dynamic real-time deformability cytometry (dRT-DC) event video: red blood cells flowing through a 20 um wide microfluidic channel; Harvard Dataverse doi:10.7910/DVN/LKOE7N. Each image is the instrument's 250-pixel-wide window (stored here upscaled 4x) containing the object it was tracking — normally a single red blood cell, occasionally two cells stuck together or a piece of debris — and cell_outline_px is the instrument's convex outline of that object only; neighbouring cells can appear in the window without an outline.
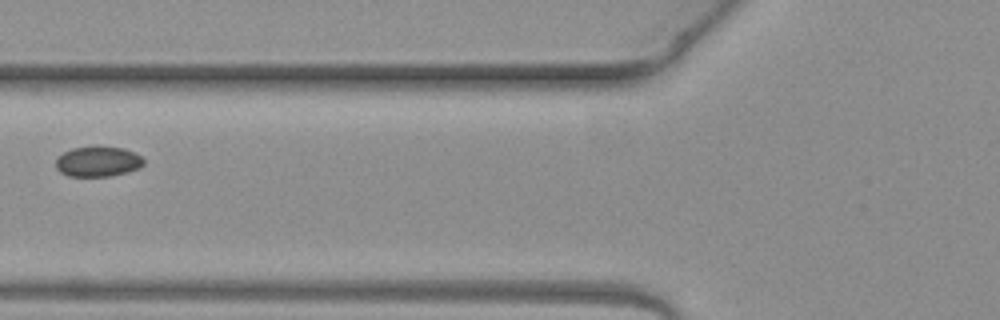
{"species": "common noctule bat (a hibernating species)", "species_latin": "Nyctalus noctula", "temperature_condition": "warm", "stored_images_in_passage": 3, "camera_frame_rate_fps": 3000, "um_per_image_px": 0.085, "animal": {"sex": "female", "body_mass_g": 19.3, "forearm_length_mm": 54.1}, "frame": {"image": 1, "passage_image": 2, "time_ms": 0.333, "image_size_px": [1000, 320], "cell_outline_px": [[144, 164], [140, 168], [128, 172], [108, 176], [68, 176], [60, 172], [56, 168], [56, 160], [64, 152], [72, 148], [92, 144], [124, 148], [136, 152], [144, 160]], "centroid_in_image_um": [8.34, 13.69], "position_along_channel_um": 117.5, "area_um2": 15.95}}
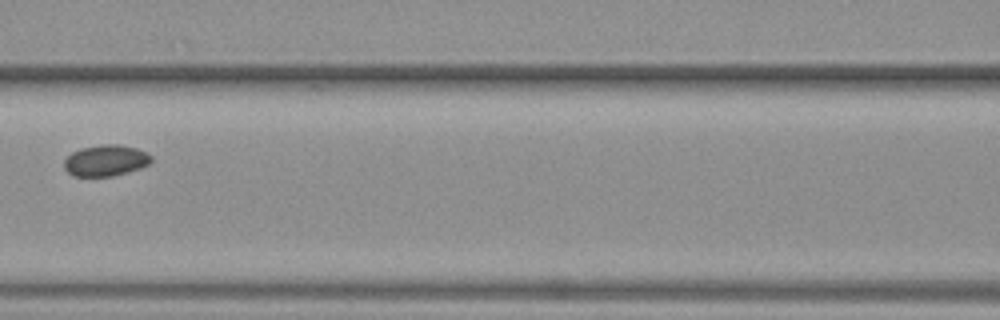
{"frame": {"image": 2, "passage_image": 3, "time_ms": 0.667, "image_size_px": [1000, 320], "cell_outline_px": [[152, 160], [148, 164], [140, 168], [128, 172], [112, 176], [72, 176], [64, 168], [64, 160], [72, 152], [80, 148], [100, 144], [116, 144], [136, 148], [152, 156]], "centroid_in_image_um": [8.96, 13.64], "position_along_channel_um": 157.6, "area_um2": 15.84}}